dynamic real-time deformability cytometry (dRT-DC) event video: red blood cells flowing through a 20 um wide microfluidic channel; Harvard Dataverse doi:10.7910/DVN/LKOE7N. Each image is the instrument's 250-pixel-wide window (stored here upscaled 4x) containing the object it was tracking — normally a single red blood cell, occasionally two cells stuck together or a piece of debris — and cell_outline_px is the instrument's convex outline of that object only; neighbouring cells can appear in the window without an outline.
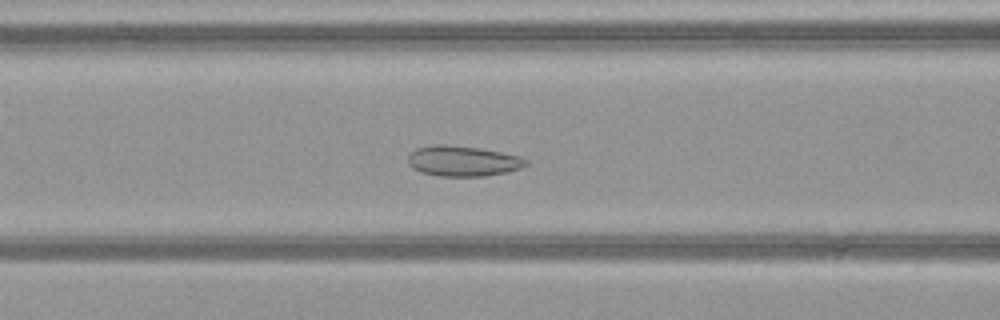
{"species": "common noctule bat (a hibernating species)", "species_latin": "Nyctalus noctula", "temperature_condition": "warm", "stored_images_in_passage": 52, "camera_frame_rate_fps": 3000, "um_per_image_px": 0.085, "animal": {"sex": "female", "body_mass_g": 21.9}, "frame": {"image": 1, "passage_image": 23, "time_ms": 7.333, "image_size_px": [1000, 320], "cell_outline_px": [[528, 164], [520, 168], [508, 172], [484, 176], [440, 176], [420, 172], [412, 168], [408, 164], [408, 152], [416, 148], [432, 144], [448, 144], [480, 148], [520, 156], [528, 160]], "centroid_in_image_um": [39.31, 13.68], "position_along_channel_um": 127.3, "area_um2": 21.21}}
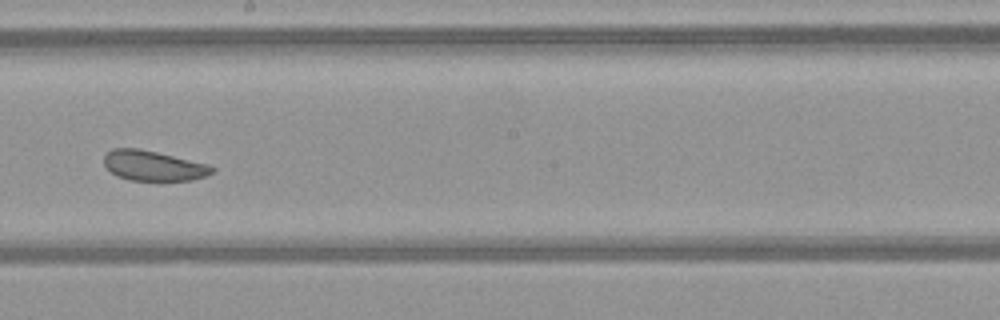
{"frame": {"image": 2, "passage_image": 31, "time_ms": 10.0, "image_size_px": [1000, 320], "cell_outline_px": [[216, 168], [212, 172], [204, 176], [192, 180], [128, 180], [116, 176], [104, 164], [104, 156], [112, 148], [140, 148], [208, 164]], "centroid_in_image_um": [13.02, 14.08], "position_along_channel_um": 235.2, "area_um2": 18.84}}
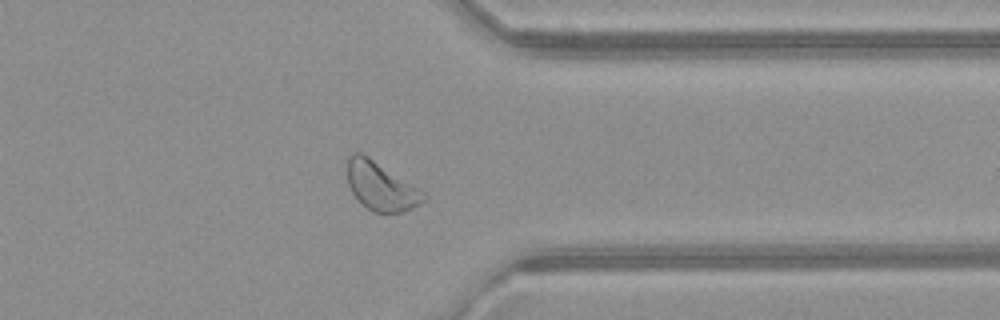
{"frame": {"image": 3, "passage_image": 42, "time_ms": 13.667, "image_size_px": [1000, 320], "cell_outline_px": [[428, 196], [420, 204], [412, 208], [400, 212], [372, 212], [360, 204], [352, 192], [348, 184], [348, 156], [352, 152], [360, 152], [368, 156], [424, 192]], "centroid_in_image_um": [32.35, 15.84], "position_along_channel_um": 379.0, "area_um2": 21.33}, "authors_computed_cell_mechanics": {"area_um2": 23.9581, "velocity_mm_per_s": 4.0384, "shape_relaxation_time_tau1_ms": null, "shape_relaxation_time_tau2_ms": 4.7504, "deformation_change_tau1": null, "deformation_change_tau2": 0.0981}}